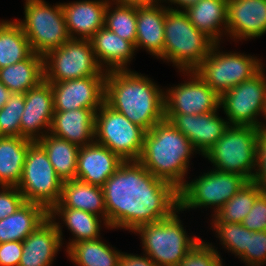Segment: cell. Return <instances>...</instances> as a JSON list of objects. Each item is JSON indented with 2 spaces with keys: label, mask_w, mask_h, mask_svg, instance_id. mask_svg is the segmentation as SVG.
<instances>
[{
  "label": "cell",
  "mask_w": 266,
  "mask_h": 266,
  "mask_svg": "<svg viewBox=\"0 0 266 266\" xmlns=\"http://www.w3.org/2000/svg\"><path fill=\"white\" fill-rule=\"evenodd\" d=\"M162 2L137 6L135 50L145 48L147 52L162 58L164 49V24L166 6ZM138 48V49H137Z\"/></svg>",
  "instance_id": "23"
},
{
  "label": "cell",
  "mask_w": 266,
  "mask_h": 266,
  "mask_svg": "<svg viewBox=\"0 0 266 266\" xmlns=\"http://www.w3.org/2000/svg\"><path fill=\"white\" fill-rule=\"evenodd\" d=\"M0 220L13 214L25 199L17 187L0 186Z\"/></svg>",
  "instance_id": "41"
},
{
  "label": "cell",
  "mask_w": 266,
  "mask_h": 266,
  "mask_svg": "<svg viewBox=\"0 0 266 266\" xmlns=\"http://www.w3.org/2000/svg\"><path fill=\"white\" fill-rule=\"evenodd\" d=\"M227 35L234 40L266 33V0H228Z\"/></svg>",
  "instance_id": "18"
},
{
  "label": "cell",
  "mask_w": 266,
  "mask_h": 266,
  "mask_svg": "<svg viewBox=\"0 0 266 266\" xmlns=\"http://www.w3.org/2000/svg\"><path fill=\"white\" fill-rule=\"evenodd\" d=\"M118 266H158L155 262L148 256H138L133 254L121 253Z\"/></svg>",
  "instance_id": "44"
},
{
  "label": "cell",
  "mask_w": 266,
  "mask_h": 266,
  "mask_svg": "<svg viewBox=\"0 0 266 266\" xmlns=\"http://www.w3.org/2000/svg\"><path fill=\"white\" fill-rule=\"evenodd\" d=\"M52 208L80 209L94 215H101L105 227L110 228L107 223V212L103 188L77 179L63 181L61 197Z\"/></svg>",
  "instance_id": "25"
},
{
  "label": "cell",
  "mask_w": 266,
  "mask_h": 266,
  "mask_svg": "<svg viewBox=\"0 0 266 266\" xmlns=\"http://www.w3.org/2000/svg\"><path fill=\"white\" fill-rule=\"evenodd\" d=\"M258 134V127L230 125L203 156L215 170L242 175L252 181Z\"/></svg>",
  "instance_id": "6"
},
{
  "label": "cell",
  "mask_w": 266,
  "mask_h": 266,
  "mask_svg": "<svg viewBox=\"0 0 266 266\" xmlns=\"http://www.w3.org/2000/svg\"><path fill=\"white\" fill-rule=\"evenodd\" d=\"M178 212L179 209L166 219L139 226L134 231L140 234L145 255L158 266H178L200 240L187 235Z\"/></svg>",
  "instance_id": "5"
},
{
  "label": "cell",
  "mask_w": 266,
  "mask_h": 266,
  "mask_svg": "<svg viewBox=\"0 0 266 266\" xmlns=\"http://www.w3.org/2000/svg\"><path fill=\"white\" fill-rule=\"evenodd\" d=\"M211 227L216 231L222 245L229 251L241 258L247 251L249 235L253 232L241 223L220 221L214 214Z\"/></svg>",
  "instance_id": "36"
},
{
  "label": "cell",
  "mask_w": 266,
  "mask_h": 266,
  "mask_svg": "<svg viewBox=\"0 0 266 266\" xmlns=\"http://www.w3.org/2000/svg\"><path fill=\"white\" fill-rule=\"evenodd\" d=\"M29 142L23 137L0 136V186L20 183Z\"/></svg>",
  "instance_id": "29"
},
{
  "label": "cell",
  "mask_w": 266,
  "mask_h": 266,
  "mask_svg": "<svg viewBox=\"0 0 266 266\" xmlns=\"http://www.w3.org/2000/svg\"><path fill=\"white\" fill-rule=\"evenodd\" d=\"M262 116L265 117L266 119V99H265V104H264V110ZM266 123H263L262 121L259 123V129L266 130Z\"/></svg>",
  "instance_id": "48"
},
{
  "label": "cell",
  "mask_w": 266,
  "mask_h": 266,
  "mask_svg": "<svg viewBox=\"0 0 266 266\" xmlns=\"http://www.w3.org/2000/svg\"><path fill=\"white\" fill-rule=\"evenodd\" d=\"M89 40L96 61L103 70L107 72L128 69L127 64L135 55V46L130 41L119 37L105 26L100 28Z\"/></svg>",
  "instance_id": "24"
},
{
  "label": "cell",
  "mask_w": 266,
  "mask_h": 266,
  "mask_svg": "<svg viewBox=\"0 0 266 266\" xmlns=\"http://www.w3.org/2000/svg\"><path fill=\"white\" fill-rule=\"evenodd\" d=\"M24 108V94L11 93L0 109V136L20 137V120Z\"/></svg>",
  "instance_id": "37"
},
{
  "label": "cell",
  "mask_w": 266,
  "mask_h": 266,
  "mask_svg": "<svg viewBox=\"0 0 266 266\" xmlns=\"http://www.w3.org/2000/svg\"><path fill=\"white\" fill-rule=\"evenodd\" d=\"M48 217L45 206L25 201L13 214L0 220V243L23 241Z\"/></svg>",
  "instance_id": "26"
},
{
  "label": "cell",
  "mask_w": 266,
  "mask_h": 266,
  "mask_svg": "<svg viewBox=\"0 0 266 266\" xmlns=\"http://www.w3.org/2000/svg\"><path fill=\"white\" fill-rule=\"evenodd\" d=\"M190 81L169 88L164 93L165 113L198 115L218 110L220 96L194 71H186Z\"/></svg>",
  "instance_id": "14"
},
{
  "label": "cell",
  "mask_w": 266,
  "mask_h": 266,
  "mask_svg": "<svg viewBox=\"0 0 266 266\" xmlns=\"http://www.w3.org/2000/svg\"><path fill=\"white\" fill-rule=\"evenodd\" d=\"M264 191L254 181H248L214 215L223 222L241 223L250 212L256 198Z\"/></svg>",
  "instance_id": "34"
},
{
  "label": "cell",
  "mask_w": 266,
  "mask_h": 266,
  "mask_svg": "<svg viewBox=\"0 0 266 266\" xmlns=\"http://www.w3.org/2000/svg\"><path fill=\"white\" fill-rule=\"evenodd\" d=\"M44 80V57L32 53L28 58L0 68V81L11 93H23Z\"/></svg>",
  "instance_id": "28"
},
{
  "label": "cell",
  "mask_w": 266,
  "mask_h": 266,
  "mask_svg": "<svg viewBox=\"0 0 266 266\" xmlns=\"http://www.w3.org/2000/svg\"><path fill=\"white\" fill-rule=\"evenodd\" d=\"M33 53L21 26L13 21H0V68L13 65Z\"/></svg>",
  "instance_id": "32"
},
{
  "label": "cell",
  "mask_w": 266,
  "mask_h": 266,
  "mask_svg": "<svg viewBox=\"0 0 266 266\" xmlns=\"http://www.w3.org/2000/svg\"><path fill=\"white\" fill-rule=\"evenodd\" d=\"M63 180L57 175L44 148L30 141L17 188L26 202H35L50 210L59 202Z\"/></svg>",
  "instance_id": "9"
},
{
  "label": "cell",
  "mask_w": 266,
  "mask_h": 266,
  "mask_svg": "<svg viewBox=\"0 0 266 266\" xmlns=\"http://www.w3.org/2000/svg\"><path fill=\"white\" fill-rule=\"evenodd\" d=\"M250 231H266V190L255 200L250 212L241 222Z\"/></svg>",
  "instance_id": "40"
},
{
  "label": "cell",
  "mask_w": 266,
  "mask_h": 266,
  "mask_svg": "<svg viewBox=\"0 0 266 266\" xmlns=\"http://www.w3.org/2000/svg\"><path fill=\"white\" fill-rule=\"evenodd\" d=\"M241 260L248 266L266 264V231H254L249 235L247 251Z\"/></svg>",
  "instance_id": "39"
},
{
  "label": "cell",
  "mask_w": 266,
  "mask_h": 266,
  "mask_svg": "<svg viewBox=\"0 0 266 266\" xmlns=\"http://www.w3.org/2000/svg\"><path fill=\"white\" fill-rule=\"evenodd\" d=\"M111 1L121 4L142 6V5L156 4L158 2H161L162 0H111Z\"/></svg>",
  "instance_id": "45"
},
{
  "label": "cell",
  "mask_w": 266,
  "mask_h": 266,
  "mask_svg": "<svg viewBox=\"0 0 266 266\" xmlns=\"http://www.w3.org/2000/svg\"><path fill=\"white\" fill-rule=\"evenodd\" d=\"M124 161L97 142L79 148L76 179L102 187Z\"/></svg>",
  "instance_id": "20"
},
{
  "label": "cell",
  "mask_w": 266,
  "mask_h": 266,
  "mask_svg": "<svg viewBox=\"0 0 266 266\" xmlns=\"http://www.w3.org/2000/svg\"><path fill=\"white\" fill-rule=\"evenodd\" d=\"M65 250L77 266H118L122 253L105 244L100 238L74 243Z\"/></svg>",
  "instance_id": "33"
},
{
  "label": "cell",
  "mask_w": 266,
  "mask_h": 266,
  "mask_svg": "<svg viewBox=\"0 0 266 266\" xmlns=\"http://www.w3.org/2000/svg\"><path fill=\"white\" fill-rule=\"evenodd\" d=\"M24 102L25 108L20 120V137L33 142L39 141L48 131L50 132L53 120L54 103L51 83L44 79L36 87L28 90L24 94Z\"/></svg>",
  "instance_id": "16"
},
{
  "label": "cell",
  "mask_w": 266,
  "mask_h": 266,
  "mask_svg": "<svg viewBox=\"0 0 266 266\" xmlns=\"http://www.w3.org/2000/svg\"><path fill=\"white\" fill-rule=\"evenodd\" d=\"M50 216L23 241L19 266H52L55 255L62 247V226Z\"/></svg>",
  "instance_id": "19"
},
{
  "label": "cell",
  "mask_w": 266,
  "mask_h": 266,
  "mask_svg": "<svg viewBox=\"0 0 266 266\" xmlns=\"http://www.w3.org/2000/svg\"><path fill=\"white\" fill-rule=\"evenodd\" d=\"M166 0H162V2ZM169 1V3L171 2V4H174V5H178V7H182L180 9H183V11L188 8L189 6L191 5H194L196 2H198L199 0H167Z\"/></svg>",
  "instance_id": "47"
},
{
  "label": "cell",
  "mask_w": 266,
  "mask_h": 266,
  "mask_svg": "<svg viewBox=\"0 0 266 266\" xmlns=\"http://www.w3.org/2000/svg\"><path fill=\"white\" fill-rule=\"evenodd\" d=\"M265 69L220 96L229 125L259 128L257 116H262L266 99Z\"/></svg>",
  "instance_id": "13"
},
{
  "label": "cell",
  "mask_w": 266,
  "mask_h": 266,
  "mask_svg": "<svg viewBox=\"0 0 266 266\" xmlns=\"http://www.w3.org/2000/svg\"><path fill=\"white\" fill-rule=\"evenodd\" d=\"M104 102L146 132L165 119L164 91L138 72H106Z\"/></svg>",
  "instance_id": "2"
},
{
  "label": "cell",
  "mask_w": 266,
  "mask_h": 266,
  "mask_svg": "<svg viewBox=\"0 0 266 266\" xmlns=\"http://www.w3.org/2000/svg\"><path fill=\"white\" fill-rule=\"evenodd\" d=\"M37 142L44 148L54 170L63 181L76 179L78 145L49 132Z\"/></svg>",
  "instance_id": "30"
},
{
  "label": "cell",
  "mask_w": 266,
  "mask_h": 266,
  "mask_svg": "<svg viewBox=\"0 0 266 266\" xmlns=\"http://www.w3.org/2000/svg\"><path fill=\"white\" fill-rule=\"evenodd\" d=\"M116 5L112 10L111 6ZM137 24V6L110 2L105 13L104 26L119 37L130 41L135 46Z\"/></svg>",
  "instance_id": "35"
},
{
  "label": "cell",
  "mask_w": 266,
  "mask_h": 266,
  "mask_svg": "<svg viewBox=\"0 0 266 266\" xmlns=\"http://www.w3.org/2000/svg\"><path fill=\"white\" fill-rule=\"evenodd\" d=\"M10 90L0 81V109L10 97Z\"/></svg>",
  "instance_id": "46"
},
{
  "label": "cell",
  "mask_w": 266,
  "mask_h": 266,
  "mask_svg": "<svg viewBox=\"0 0 266 266\" xmlns=\"http://www.w3.org/2000/svg\"><path fill=\"white\" fill-rule=\"evenodd\" d=\"M197 151L174 125L164 119L145 133L138 161L156 178L179 190L189 168V158Z\"/></svg>",
  "instance_id": "3"
},
{
  "label": "cell",
  "mask_w": 266,
  "mask_h": 266,
  "mask_svg": "<svg viewBox=\"0 0 266 266\" xmlns=\"http://www.w3.org/2000/svg\"><path fill=\"white\" fill-rule=\"evenodd\" d=\"M218 45H213L207 57L193 71L221 96L243 81L253 78L263 69L264 64L254 56L220 52Z\"/></svg>",
  "instance_id": "8"
},
{
  "label": "cell",
  "mask_w": 266,
  "mask_h": 266,
  "mask_svg": "<svg viewBox=\"0 0 266 266\" xmlns=\"http://www.w3.org/2000/svg\"><path fill=\"white\" fill-rule=\"evenodd\" d=\"M212 170L191 182L186 181L178 190L181 212L214 206L216 213L248 182L242 175Z\"/></svg>",
  "instance_id": "12"
},
{
  "label": "cell",
  "mask_w": 266,
  "mask_h": 266,
  "mask_svg": "<svg viewBox=\"0 0 266 266\" xmlns=\"http://www.w3.org/2000/svg\"><path fill=\"white\" fill-rule=\"evenodd\" d=\"M106 76H91L49 82L53 92L54 111H68L79 108L95 112L104 104Z\"/></svg>",
  "instance_id": "15"
},
{
  "label": "cell",
  "mask_w": 266,
  "mask_h": 266,
  "mask_svg": "<svg viewBox=\"0 0 266 266\" xmlns=\"http://www.w3.org/2000/svg\"><path fill=\"white\" fill-rule=\"evenodd\" d=\"M106 75L96 61L89 39L69 38L44 57V79L47 82Z\"/></svg>",
  "instance_id": "11"
},
{
  "label": "cell",
  "mask_w": 266,
  "mask_h": 266,
  "mask_svg": "<svg viewBox=\"0 0 266 266\" xmlns=\"http://www.w3.org/2000/svg\"><path fill=\"white\" fill-rule=\"evenodd\" d=\"M25 1V19L16 22L29 40L32 51L45 57L70 38L62 5L59 3L51 7L44 0Z\"/></svg>",
  "instance_id": "7"
},
{
  "label": "cell",
  "mask_w": 266,
  "mask_h": 266,
  "mask_svg": "<svg viewBox=\"0 0 266 266\" xmlns=\"http://www.w3.org/2000/svg\"><path fill=\"white\" fill-rule=\"evenodd\" d=\"M22 251V241L0 243V266H19Z\"/></svg>",
  "instance_id": "43"
},
{
  "label": "cell",
  "mask_w": 266,
  "mask_h": 266,
  "mask_svg": "<svg viewBox=\"0 0 266 266\" xmlns=\"http://www.w3.org/2000/svg\"><path fill=\"white\" fill-rule=\"evenodd\" d=\"M217 113V110L198 115L165 113V119L187 137L194 149L203 156L230 126Z\"/></svg>",
  "instance_id": "17"
},
{
  "label": "cell",
  "mask_w": 266,
  "mask_h": 266,
  "mask_svg": "<svg viewBox=\"0 0 266 266\" xmlns=\"http://www.w3.org/2000/svg\"><path fill=\"white\" fill-rule=\"evenodd\" d=\"M95 115L88 108L54 111L49 133L79 147L86 146L95 141Z\"/></svg>",
  "instance_id": "22"
},
{
  "label": "cell",
  "mask_w": 266,
  "mask_h": 266,
  "mask_svg": "<svg viewBox=\"0 0 266 266\" xmlns=\"http://www.w3.org/2000/svg\"><path fill=\"white\" fill-rule=\"evenodd\" d=\"M110 228L134 232L179 209L178 190L156 178L139 161H124L102 186Z\"/></svg>",
  "instance_id": "1"
},
{
  "label": "cell",
  "mask_w": 266,
  "mask_h": 266,
  "mask_svg": "<svg viewBox=\"0 0 266 266\" xmlns=\"http://www.w3.org/2000/svg\"><path fill=\"white\" fill-rule=\"evenodd\" d=\"M227 11L228 0H199L186 8L184 13L198 30L215 43H220L221 37L227 31Z\"/></svg>",
  "instance_id": "27"
},
{
  "label": "cell",
  "mask_w": 266,
  "mask_h": 266,
  "mask_svg": "<svg viewBox=\"0 0 266 266\" xmlns=\"http://www.w3.org/2000/svg\"><path fill=\"white\" fill-rule=\"evenodd\" d=\"M252 181L266 190V130L262 129H259L256 143L255 169Z\"/></svg>",
  "instance_id": "42"
},
{
  "label": "cell",
  "mask_w": 266,
  "mask_h": 266,
  "mask_svg": "<svg viewBox=\"0 0 266 266\" xmlns=\"http://www.w3.org/2000/svg\"><path fill=\"white\" fill-rule=\"evenodd\" d=\"M61 5L70 38L90 39L104 27L108 0H82Z\"/></svg>",
  "instance_id": "21"
},
{
  "label": "cell",
  "mask_w": 266,
  "mask_h": 266,
  "mask_svg": "<svg viewBox=\"0 0 266 266\" xmlns=\"http://www.w3.org/2000/svg\"><path fill=\"white\" fill-rule=\"evenodd\" d=\"M95 142L104 145L123 161H138L146 131L105 102L95 115Z\"/></svg>",
  "instance_id": "10"
},
{
  "label": "cell",
  "mask_w": 266,
  "mask_h": 266,
  "mask_svg": "<svg viewBox=\"0 0 266 266\" xmlns=\"http://www.w3.org/2000/svg\"><path fill=\"white\" fill-rule=\"evenodd\" d=\"M215 42L198 30L184 11L166 7L163 60L180 72L193 71L209 54Z\"/></svg>",
  "instance_id": "4"
},
{
  "label": "cell",
  "mask_w": 266,
  "mask_h": 266,
  "mask_svg": "<svg viewBox=\"0 0 266 266\" xmlns=\"http://www.w3.org/2000/svg\"><path fill=\"white\" fill-rule=\"evenodd\" d=\"M222 258L212 244L200 239L178 266H223Z\"/></svg>",
  "instance_id": "38"
},
{
  "label": "cell",
  "mask_w": 266,
  "mask_h": 266,
  "mask_svg": "<svg viewBox=\"0 0 266 266\" xmlns=\"http://www.w3.org/2000/svg\"><path fill=\"white\" fill-rule=\"evenodd\" d=\"M56 215L63 220V224H66L65 226L68 227V230L75 237L68 242L67 249L74 243L100 238L101 216L80 209L51 208L49 216L56 220Z\"/></svg>",
  "instance_id": "31"
}]
</instances>
